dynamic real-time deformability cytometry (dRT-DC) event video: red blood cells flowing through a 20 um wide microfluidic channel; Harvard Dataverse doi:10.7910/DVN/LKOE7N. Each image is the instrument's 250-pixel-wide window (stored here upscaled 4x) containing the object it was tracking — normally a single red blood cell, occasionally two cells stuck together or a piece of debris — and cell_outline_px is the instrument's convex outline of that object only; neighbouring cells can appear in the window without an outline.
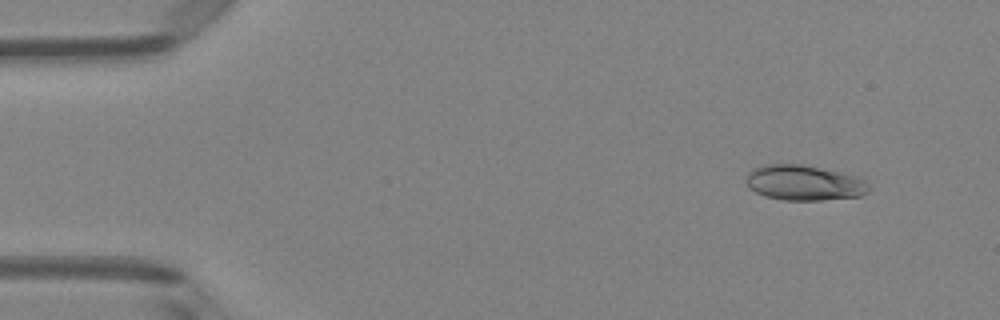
{"species": "Egyptian fruit bat (a non-hibernating species)", "species_latin": "Rousettus aegyptiacus", "temperature_condition": "room temperature", "stored_images_in_passage": 5, "camera_frame_rate_fps": 3000, "um_per_image_px": 0.085, "animal": {"sex": "female"}, "frame": {"image": 1, "passage_image": 2, "time_ms": 0.333, "image_size_px": [1000, 320], "cell_outline_px": [[868, 192], [860, 196], [820, 200], [784, 200], [764, 196], [748, 188], [748, 172], [752, 168], [764, 164], [804, 164], [860, 176], [868, 184]], "centroid_in_image_um": [68.36, 15.52], "position_along_channel_um": 16.6, "area_um2": 25.37}}